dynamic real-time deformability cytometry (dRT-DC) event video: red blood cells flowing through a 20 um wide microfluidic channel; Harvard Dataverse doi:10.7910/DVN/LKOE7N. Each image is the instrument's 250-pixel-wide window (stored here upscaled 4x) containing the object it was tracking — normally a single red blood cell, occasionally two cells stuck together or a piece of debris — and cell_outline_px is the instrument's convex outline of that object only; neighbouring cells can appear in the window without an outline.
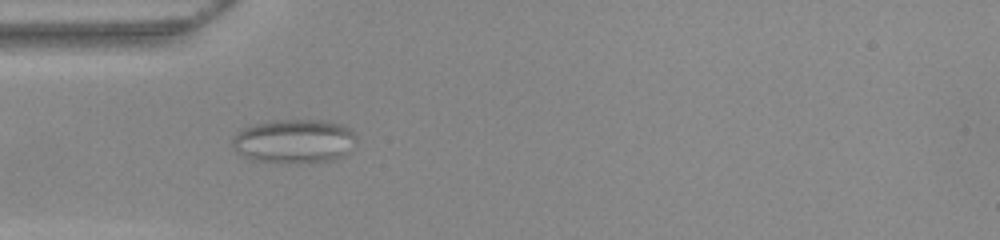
{"species": "common noctule bat (a hibernating species)", "species_latin": "Nyctalus noctula", "temperature_condition": "warm", "stored_images_in_passage": 44, "camera_frame_rate_fps": 3000, "um_per_image_px": 0.085, "animal": {"sex": "female", "body_mass_g": 22.0, "forearm_length_mm": 56.7}, "frame": {"image": 1, "passage_image": 7, "time_ms": 2.0, "image_size_px": [1000, 240], "cell_outline_px": [[356, 140], [340, 156], [332, 160], [300, 164], [280, 164], [252, 160], [236, 152], [232, 144], [232, 136], [244, 128], [268, 120], [324, 120], [344, 124], [352, 128], [356, 136]], "centroid_in_image_um": [24.98, 12.01], "position_along_channel_um": 60.0, "area_um2": 32.25}}
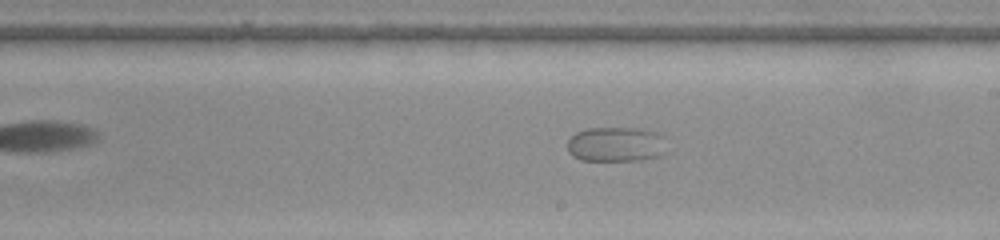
{"frame": {"image": 2, "passage_image": 21, "time_ms": 6.667, "image_size_px": [1000, 240], "cell_outline_px": [[668, 152], [660, 156], [640, 160], [580, 160], [572, 156], [568, 152], [568, 140], [576, 132], [588, 128], [644, 128], [660, 132], [664, 136]], "centroid_in_image_um": [52.43, 12.26], "position_along_channel_um": 236.6, "area_um2": 20.69}}
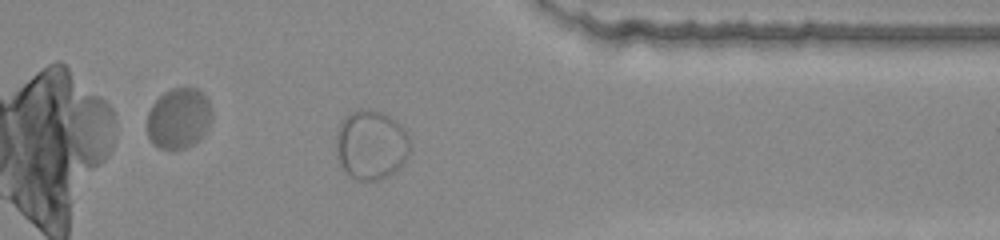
{"frame": {"image": 3, "passage_image": 33, "time_ms": 10.667, "image_size_px": [1000, 240], "cell_outline_px": [[408, 156], [400, 168], [388, 176], [380, 180], [356, 180], [340, 164], [336, 156], [336, 136], [340, 124], [344, 116], [348, 112], [360, 108], [368, 108], [384, 112], [396, 120], [404, 128], [408, 136]], "centroid_in_image_um": [31.53, 12.28], "position_along_channel_um": 379.9, "area_um2": 30.23}}